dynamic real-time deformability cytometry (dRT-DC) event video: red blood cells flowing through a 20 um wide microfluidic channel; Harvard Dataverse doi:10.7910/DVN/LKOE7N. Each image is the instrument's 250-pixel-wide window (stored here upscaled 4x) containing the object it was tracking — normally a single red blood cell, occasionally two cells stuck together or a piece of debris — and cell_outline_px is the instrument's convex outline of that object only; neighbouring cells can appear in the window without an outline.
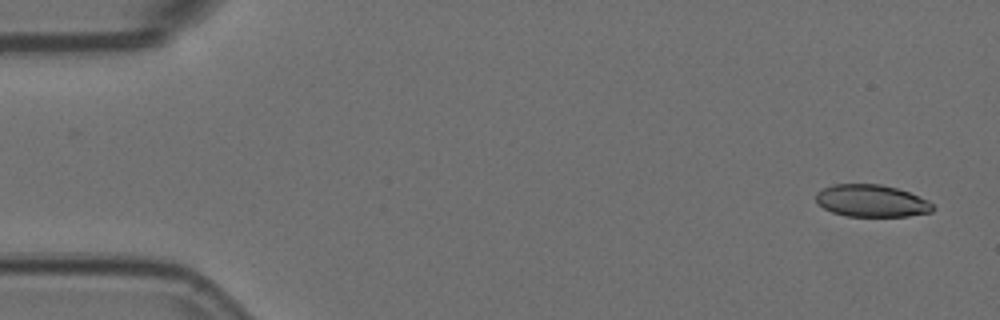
{"species": "Egyptian fruit bat (a non-hibernating species)", "species_latin": "Rousettus aegyptiacus", "temperature_condition": "room temperature", "stored_images_in_passage": 5, "camera_frame_rate_fps": 3000, "um_per_image_px": 0.085, "animal": {"sex": "female"}, "frame": {"image": 1, "passage_image": 1, "time_ms": 0.0, "image_size_px": [1000, 320], "cell_outline_px": [[936, 208], [932, 212], [908, 216], [844, 216], [832, 212], [824, 208], [816, 200], [816, 192], [820, 188], [832, 184], [880, 184], [896, 188], [908, 192], [928, 200]], "centroid_in_image_um": [74.07, 17.07], "position_along_channel_um": 10.9, "area_um2": 22.02}}
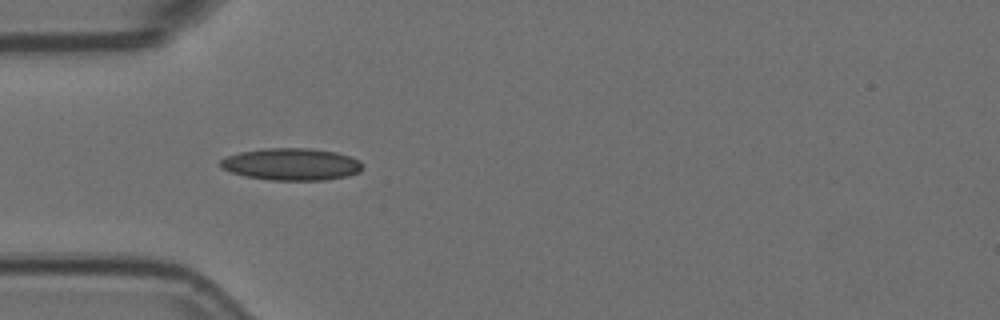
{"frame": {"image": 2, "passage_image": 5, "time_ms": 1.333, "image_size_px": [1000, 320], "cell_outline_px": [[360, 172], [348, 176], [324, 180], [268, 180], [244, 176], [220, 168], [220, 160], [228, 156], [240, 152], [264, 148], [308, 148], [336, 152], [352, 156], [360, 160]], "centroid_in_image_um": [24.77, 13.96], "position_along_channel_um": 60.2, "area_um2": 26.65}}